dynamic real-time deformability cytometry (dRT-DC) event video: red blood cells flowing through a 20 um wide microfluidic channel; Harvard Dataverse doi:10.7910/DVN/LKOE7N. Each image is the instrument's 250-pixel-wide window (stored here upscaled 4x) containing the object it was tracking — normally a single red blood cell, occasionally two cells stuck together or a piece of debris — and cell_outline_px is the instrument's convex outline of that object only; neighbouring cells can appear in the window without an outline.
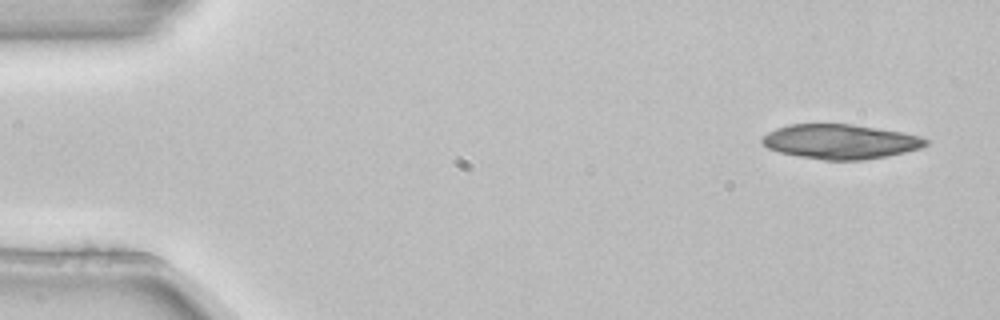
{"species": "common noctule bat (a hibernating species)", "species_latin": "Nyctalus noctula", "temperature_condition": "room temperature", "stored_images_in_passage": 5, "camera_frame_rate_fps": 3000, "um_per_image_px": 0.085, "animal": {"sex": "female", "body_mass_g": 22.7, "forearm_length_mm": 54.2}, "frame": {"image": 1, "passage_image": 1, "time_ms": 0.0, "image_size_px": [1000, 320], "cell_outline_px": [[928, 144], [920, 148], [888, 156], [864, 160], [824, 160], [800, 156], [780, 152], [768, 148], [760, 140], [768, 132], [776, 128], [788, 124], [852, 124], [904, 132], [920, 136], [928, 140]], "centroid_in_image_um": [71.45, 12.03], "position_along_channel_um": 13.6, "area_um2": 33.0}}